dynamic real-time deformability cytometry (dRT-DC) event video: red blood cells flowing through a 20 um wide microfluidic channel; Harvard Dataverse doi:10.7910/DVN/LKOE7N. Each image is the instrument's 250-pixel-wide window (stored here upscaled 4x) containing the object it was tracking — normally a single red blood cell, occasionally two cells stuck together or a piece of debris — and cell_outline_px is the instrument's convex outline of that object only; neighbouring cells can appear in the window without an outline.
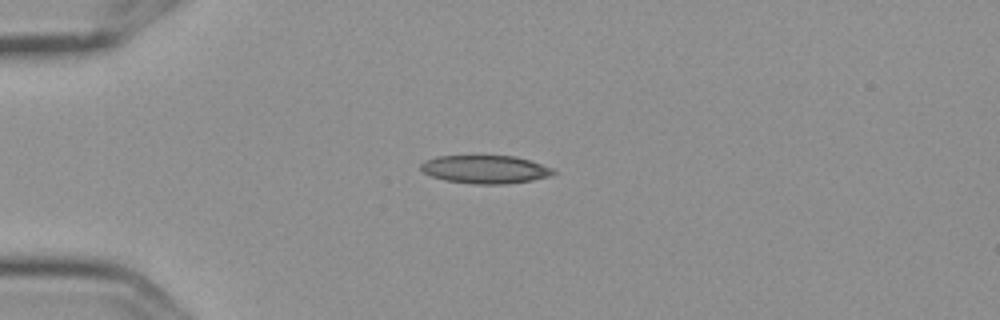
{"species": "Egyptian fruit bat (a non-hibernating species)", "species_latin": "Rousettus aegyptiacus", "temperature_condition": "cold", "stored_images_in_passage": 2, "camera_frame_rate_fps": 3000, "um_per_image_px": 0.085, "frame": {"image": 1, "passage_image": 1, "time_ms": 0.0, "image_size_px": [1000, 320], "cell_outline_px": [[556, 172], [552, 176], [532, 180], [504, 184], [476, 184], [444, 180], [432, 176], [424, 172], [420, 168], [420, 164], [424, 160], [436, 156], [516, 156], [552, 168]], "centroid_in_image_um": [41.23, 14.39], "position_along_channel_um": 43.8, "area_um2": 21.68}}